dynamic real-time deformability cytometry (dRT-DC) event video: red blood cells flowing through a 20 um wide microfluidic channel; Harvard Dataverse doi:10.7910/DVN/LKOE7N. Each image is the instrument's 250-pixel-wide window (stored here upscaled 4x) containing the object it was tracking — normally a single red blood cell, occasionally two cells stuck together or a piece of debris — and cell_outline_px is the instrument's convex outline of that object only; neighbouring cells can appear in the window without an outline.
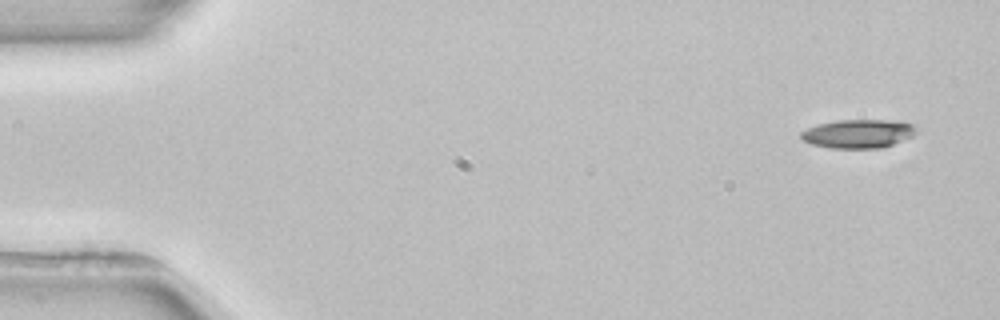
{"species": "common noctule bat (a hibernating species)", "species_latin": "Nyctalus noctula", "temperature_condition": "room temperature", "stored_images_in_passage": 3, "camera_frame_rate_fps": 3000, "um_per_image_px": 0.085, "animal": {"sex": "female", "body_mass_g": 22.7, "forearm_length_mm": 54.2}, "frame": {"image": 1, "passage_image": 1, "time_ms": 0.0, "image_size_px": [1000, 320], "cell_outline_px": [[920, 128], [912, 136], [892, 144], [880, 148], [832, 148], [812, 144], [804, 140], [800, 136], [800, 132], [808, 128], [820, 124], [836, 120], [904, 120]], "centroid_in_image_um": [73.01, 11.35], "position_along_channel_um": 12.0, "area_um2": 19.31}}